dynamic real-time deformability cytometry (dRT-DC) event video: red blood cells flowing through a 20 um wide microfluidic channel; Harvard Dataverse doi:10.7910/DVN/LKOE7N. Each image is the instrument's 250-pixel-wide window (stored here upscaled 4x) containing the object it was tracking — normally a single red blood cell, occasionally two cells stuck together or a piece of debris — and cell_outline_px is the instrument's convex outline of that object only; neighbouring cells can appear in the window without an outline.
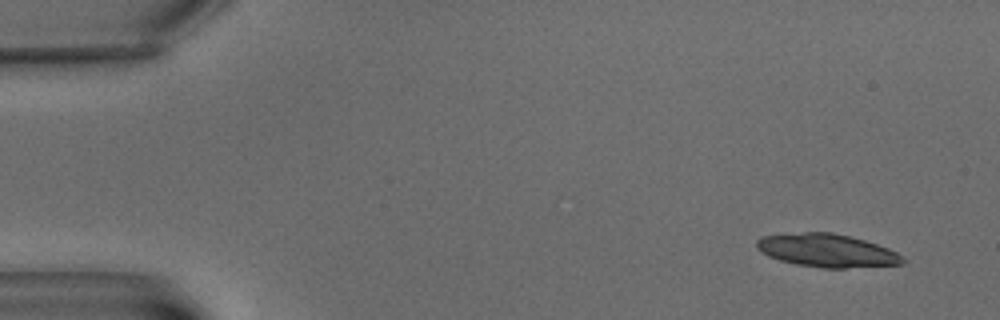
{"species": "common noctule bat (a hibernating species)", "species_latin": "Nyctalus noctula", "temperature_condition": "warm", "stored_images_in_passage": 18, "camera_frame_rate_fps": 3000, "um_per_image_px": 0.085, "animal": {"sex": "male", "body_mass_g": 15.6}, "frame": {"image": 1, "passage_image": 1, "time_ms": 0.0, "image_size_px": [1000, 320], "cell_outline_px": [[908, 260], [904, 264], [844, 268], [824, 268], [796, 264], [780, 260], [768, 256], [756, 248], [756, 240], [760, 236], [804, 232], [832, 232], [864, 240], [888, 248], [904, 256]], "centroid_in_image_um": [70.31, 21.29], "position_along_channel_um": 14.7, "area_um2": 28.26}}
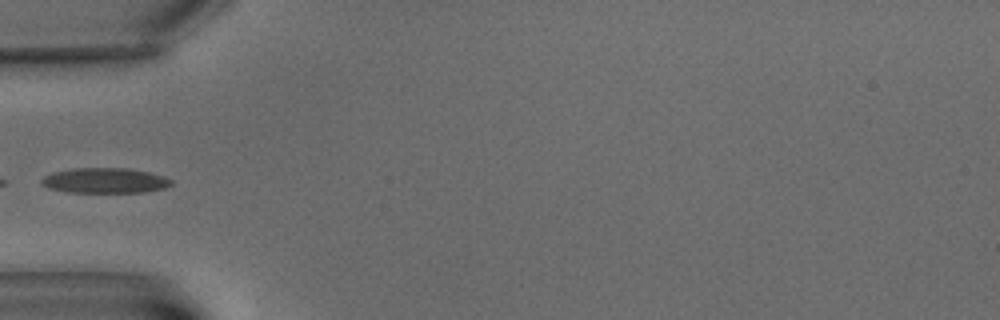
{"frame": {"image": 2, "passage_image": 6, "time_ms": 6.333, "image_size_px": [1000, 320], "cell_outline_px": [[172, 184], [164, 188], [144, 192], [64, 192], [48, 188], [40, 184], [40, 180], [44, 176], [52, 172], [72, 168], [128, 168], [148, 172], [164, 176], [172, 180]], "centroid_in_image_um": [8.87, 15.34], "position_along_channel_um": 76.1, "area_um2": 19.19}}